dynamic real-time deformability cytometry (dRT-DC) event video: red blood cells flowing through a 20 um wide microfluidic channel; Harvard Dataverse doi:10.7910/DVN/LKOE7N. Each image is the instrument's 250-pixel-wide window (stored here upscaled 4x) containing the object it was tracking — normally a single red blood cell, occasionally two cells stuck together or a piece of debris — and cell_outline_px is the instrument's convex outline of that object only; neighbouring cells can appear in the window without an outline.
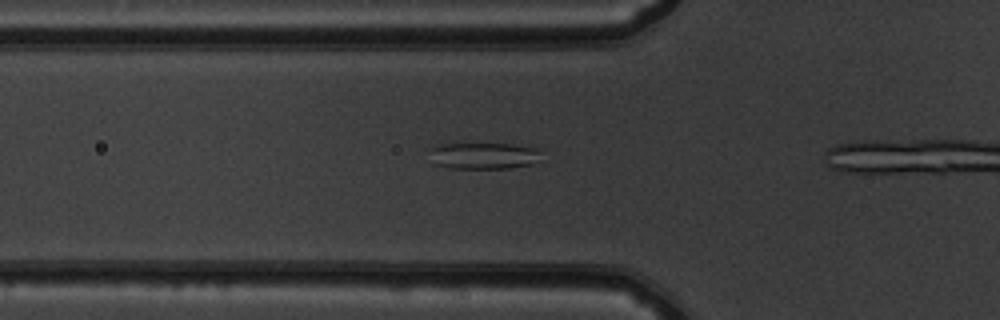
{"species": "common noctule bat (a hibernating species)", "species_latin": "Nyctalus noctula", "temperature_condition": "warm", "stored_images_in_passage": 17, "camera_frame_rate_fps": 3000, "um_per_image_px": 0.085, "animal": {"sex": "male", "body_mass_g": 19.5, "forearm_length_mm": 54.6}, "frame": {"image": 1, "passage_image": 12, "time_ms": 3.667, "image_size_px": [1000, 320], "cell_outline_px": [[540, 160], [532, 164], [508, 168], [448, 168], [432, 164], [424, 148], [432, 144], [452, 140], [512, 144], [536, 148], [540, 152]], "centroid_in_image_um": [40.86, 13.16], "position_along_channel_um": 84.9, "area_um2": 19.02}}